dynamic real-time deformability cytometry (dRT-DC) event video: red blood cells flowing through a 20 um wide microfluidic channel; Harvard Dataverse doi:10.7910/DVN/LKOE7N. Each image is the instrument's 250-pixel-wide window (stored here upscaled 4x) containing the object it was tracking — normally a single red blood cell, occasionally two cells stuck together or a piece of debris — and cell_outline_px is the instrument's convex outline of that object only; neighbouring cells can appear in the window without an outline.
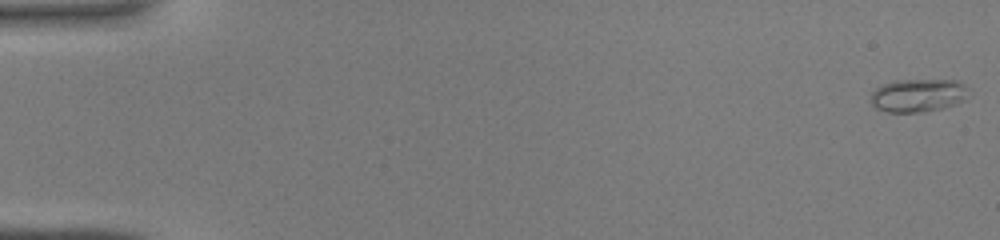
{"species": "common noctule bat (a hibernating species)", "species_latin": "Nyctalus noctula", "temperature_condition": "warm", "stored_images_in_passage": 13, "camera_frame_rate_fps": 3000, "um_per_image_px": 0.085, "animal": {"sex": "male", "body_mass_g": 19.0, "forearm_length_mm": 50.8}, "frame": {"image": 1, "passage_image": 1, "time_ms": 0.0, "image_size_px": [1000, 240], "cell_outline_px": [[972, 96], [964, 100], [944, 108], [924, 112], [888, 112], [876, 108], [872, 104], [872, 92], [876, 88], [884, 84], [896, 80], [956, 80], [964, 84], [968, 88]], "centroid_in_image_um": [78.1, 8.11], "position_along_channel_um": 6.9, "area_um2": 19.07}}